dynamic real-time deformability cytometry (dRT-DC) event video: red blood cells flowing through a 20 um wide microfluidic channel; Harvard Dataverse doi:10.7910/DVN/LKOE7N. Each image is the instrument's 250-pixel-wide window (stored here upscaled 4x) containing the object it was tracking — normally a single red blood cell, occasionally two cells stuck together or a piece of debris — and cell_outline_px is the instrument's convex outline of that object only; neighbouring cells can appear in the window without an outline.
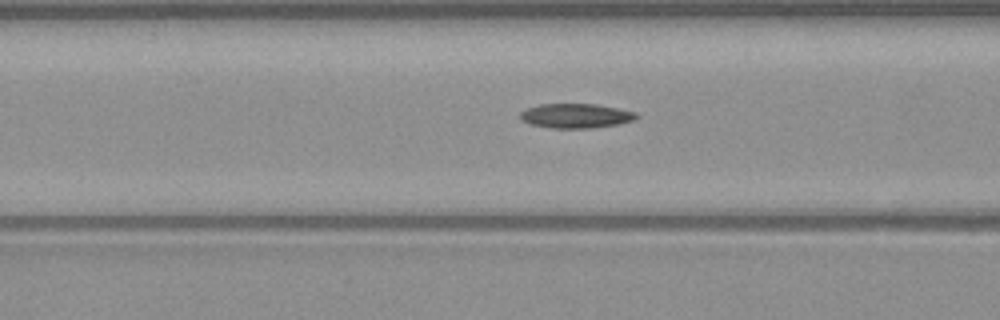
{"species": "common noctule bat (a hibernating species)", "species_latin": "Nyctalus noctula", "temperature_condition": "warm", "stored_images_in_passage": 34, "camera_frame_rate_fps": 3000, "um_per_image_px": 0.085, "animal": {"sex": "male", "body_mass_g": 23.1, "forearm_length_mm": 52.7}, "frame": {"image": 1, "passage_image": 10, "time_ms": 3.0, "image_size_px": [1000, 320], "cell_outline_px": [[640, 116], [632, 120], [620, 124], [592, 128], [552, 128], [532, 124], [520, 120], [520, 112], [524, 108], [540, 104], [596, 104], [636, 112]], "centroid_in_image_um": [48.93, 9.84], "position_along_channel_um": 117.7, "area_um2": 16.65}}
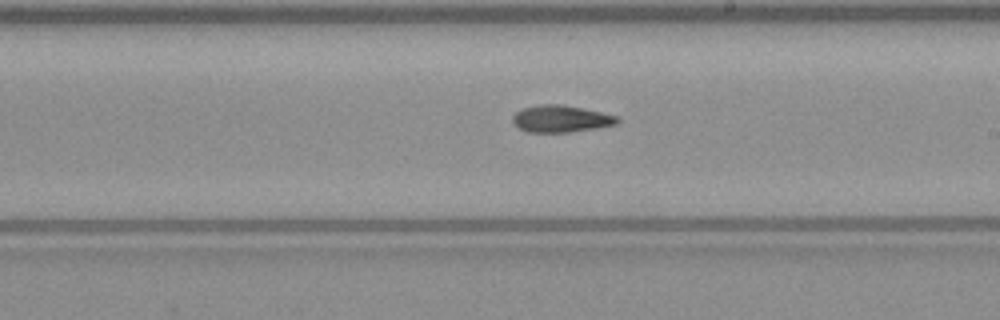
{"frame": {"image": 2, "passage_image": 19, "time_ms": 6.0, "image_size_px": [1000, 320], "cell_outline_px": [[620, 120], [616, 124], [596, 128], [568, 132], [528, 132], [512, 124], [512, 116], [516, 112], [524, 108], [540, 104], [564, 104], [584, 108], [620, 116]], "centroid_in_image_um": [47.69, 10.08], "position_along_channel_um": 241.3, "area_um2": 16.59}}
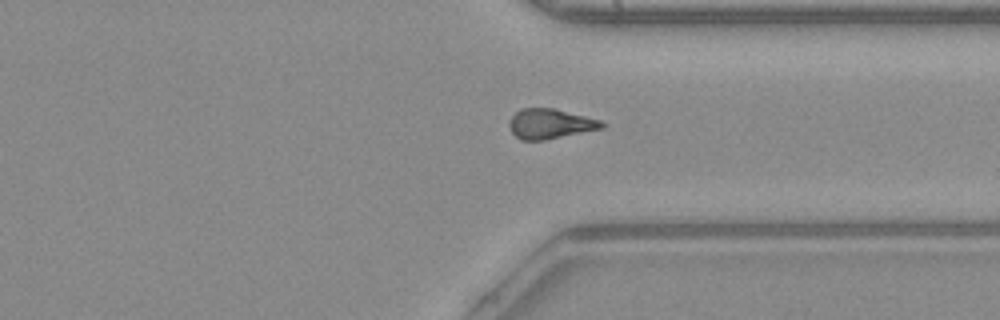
{"frame": {"image": 3, "passage_image": 28, "time_ms": 9.0, "image_size_px": [1000, 320], "cell_outline_px": [[604, 128], [544, 140], [520, 140], [512, 132], [508, 124], [512, 116], [516, 112], [524, 108], [552, 108], [600, 120], [604, 124]], "centroid_in_image_um": [46.74, 10.53], "position_along_channel_um": 364.7, "area_um2": 15.9}, "authors_computed_cell_mechanics": {"area_um2": 16.3863, "velocity_mm_per_s": 4.1206, "shape_relaxation_time_tau1_ms": 8.5789, "shape_relaxation_time_tau2_ms": null, "deformation_change_tau1": 0.1937, "deformation_change_tau2": null}}